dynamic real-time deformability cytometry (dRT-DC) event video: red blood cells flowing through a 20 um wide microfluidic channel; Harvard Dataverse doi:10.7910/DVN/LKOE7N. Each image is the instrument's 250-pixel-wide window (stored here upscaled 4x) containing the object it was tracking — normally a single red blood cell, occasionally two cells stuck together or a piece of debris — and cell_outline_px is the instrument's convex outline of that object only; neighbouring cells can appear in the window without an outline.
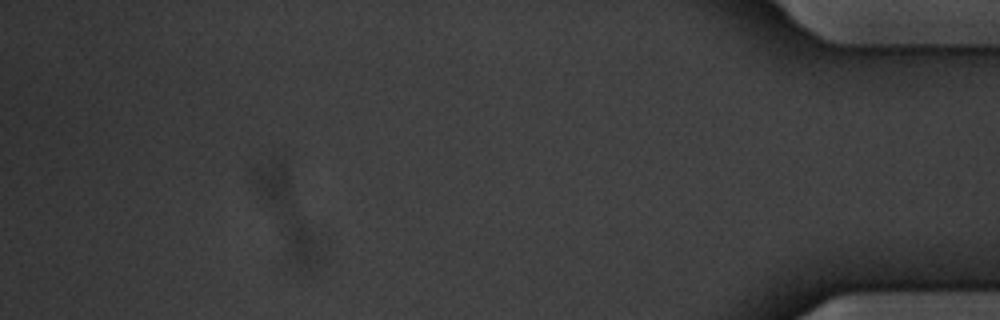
{"species": "common noctule bat (a hibernating species)", "species_latin": "Nyctalus noctula", "temperature_condition": "warm", "stored_images_in_passage": 36, "segment_of_instrument_passage": [2, 2], "camera_frame_rate_fps": 3000, "um_per_image_px": 0.085, "animal": {"sex": "male", "body_mass_g": 20.1, "forearm_length_mm": 53.5}, "frame": {"image": 1, "passage_image": 31, "time_ms": 10.0, "image_size_px": [1000, 320], "cell_outline_px": [[320, 256], [312, 268], [308, 272], [296, 268], [256, 192], [248, 172], [272, 160], [284, 156], [316, 244]], "centroid_in_image_um": [24.3, 17.98], "position_along_channel_um": 410.9, "area_um2": 27.4}}